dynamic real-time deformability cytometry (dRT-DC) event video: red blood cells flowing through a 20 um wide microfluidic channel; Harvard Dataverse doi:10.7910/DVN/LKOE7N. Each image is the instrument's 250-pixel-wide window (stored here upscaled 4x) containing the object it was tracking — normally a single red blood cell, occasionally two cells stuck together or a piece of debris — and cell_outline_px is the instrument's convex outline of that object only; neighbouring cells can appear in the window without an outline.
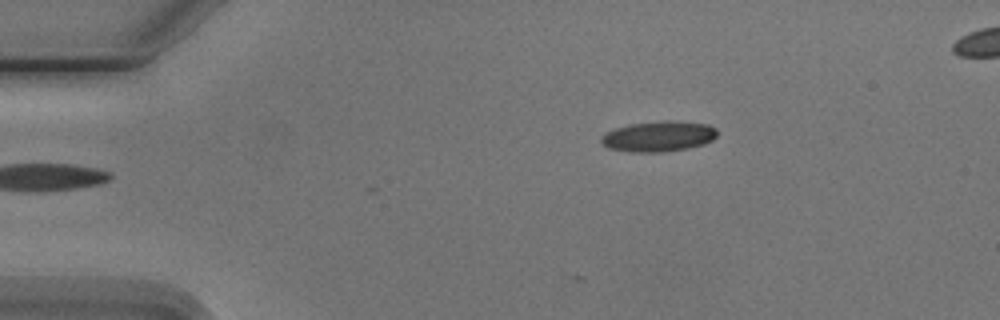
{"species": "Egyptian fruit bat (a non-hibernating species)", "species_latin": "Rousettus aegyptiacus", "temperature_condition": "cold", "stored_images_in_passage": 2, "camera_frame_rate_fps": 3000, "um_per_image_px": 0.085, "animal": {"sex": "male"}, "frame": {"image": 1, "passage_image": 2, "time_ms": 1.0, "image_size_px": [1000, 320], "cell_outline_px": [[716, 136], [712, 140], [704, 144], [688, 148], [660, 152], [632, 152], [608, 148], [600, 140], [600, 136], [604, 132], [628, 124], [664, 120], [668, 120], [708, 124], [716, 128]], "centroid_in_image_um": [55.95, 11.58], "position_along_channel_um": 29.0, "area_um2": 20.69}}